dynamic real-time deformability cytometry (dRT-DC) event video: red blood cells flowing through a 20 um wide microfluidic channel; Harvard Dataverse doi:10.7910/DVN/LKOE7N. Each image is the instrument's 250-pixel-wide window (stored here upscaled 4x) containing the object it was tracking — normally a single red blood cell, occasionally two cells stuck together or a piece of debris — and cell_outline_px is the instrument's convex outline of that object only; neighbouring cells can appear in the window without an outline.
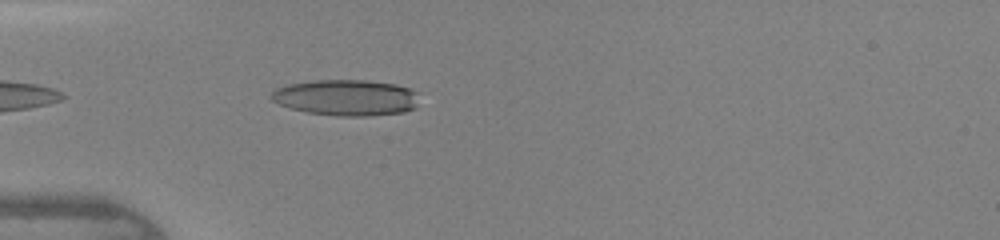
{"species": "human", "species_latin": "Homo sapiens", "temperature_condition": "warm", "stored_images_in_passage": 16, "camera_frame_rate_fps": 3000, "um_per_image_px": 0.085, "donor": {"sex": "female"}, "frame": {"image": 1, "passage_image": 2, "time_ms": 0.333, "image_size_px": [1000, 240], "cell_outline_px": [[416, 108], [404, 112], [368, 116], [336, 116], [308, 112], [292, 108], [280, 104], [272, 100], [272, 92], [276, 88], [288, 84], [312, 80], [364, 80], [396, 84], [408, 88], [416, 92]], "centroid_in_image_um": [29.43, 8.29], "position_along_channel_um": 55.6, "area_um2": 30.92}}
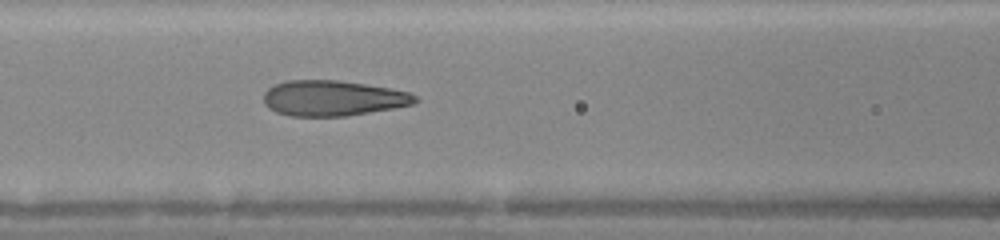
{"frame": {"image": 2, "passage_image": 8, "time_ms": 2.333, "image_size_px": [1000, 240], "cell_outline_px": [[420, 100], [412, 104], [392, 108], [344, 116], [292, 116], [276, 112], [268, 108], [264, 104], [264, 92], [268, 88], [276, 84], [288, 80], [336, 80], [364, 84], [388, 88], [408, 92], [416, 96]], "centroid_in_image_um": [28.26, 8.34], "position_along_channel_um": 138.3, "area_um2": 31.04}}
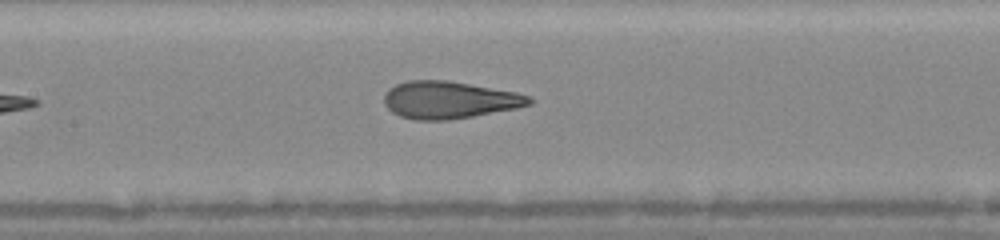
{"frame": {"image": 3, "passage_image": 10, "time_ms": 3.0, "image_size_px": [1000, 240], "cell_outline_px": [[536, 100], [532, 104], [516, 108], [472, 116], [448, 120], [416, 120], [400, 116], [392, 112], [384, 104], [384, 96], [388, 88], [396, 84], [408, 80], [448, 80], [516, 92], [532, 96]], "centroid_in_image_um": [38.2, 8.49], "position_along_channel_um": 169.2, "area_um2": 31.67}}